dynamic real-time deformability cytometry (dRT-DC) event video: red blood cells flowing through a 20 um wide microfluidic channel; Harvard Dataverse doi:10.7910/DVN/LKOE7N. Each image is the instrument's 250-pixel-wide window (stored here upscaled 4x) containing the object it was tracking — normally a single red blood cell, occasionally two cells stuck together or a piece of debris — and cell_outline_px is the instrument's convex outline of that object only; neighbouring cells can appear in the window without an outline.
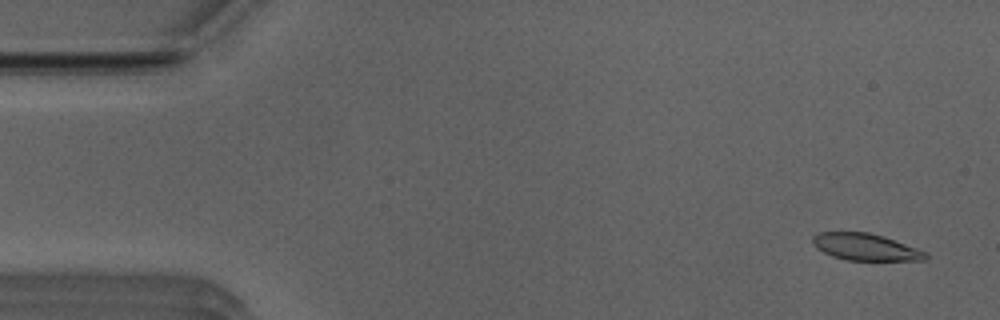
{"species": "Egyptian fruit bat (a non-hibernating species)", "species_latin": "Rousettus aegyptiacus", "temperature_condition": "room temperature", "stored_images_in_passage": 53, "camera_frame_rate_fps": 3000, "um_per_image_px": 0.085, "animal": {"sex": "male"}, "frame": {"image": 1, "passage_image": 3, "time_ms": 0.667, "image_size_px": [1000, 320], "cell_outline_px": [[928, 256], [924, 260], [848, 260], [832, 256], [816, 248], [812, 244], [812, 236], [820, 232], [868, 232], [884, 236], [928, 252]], "centroid_in_image_um": [73.56, 20.99], "position_along_channel_um": 11.4, "area_um2": 17.69}}
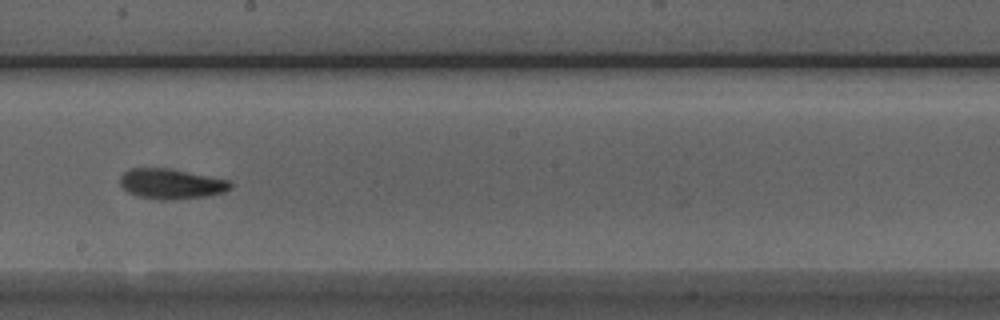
{"frame": {"image": 2, "passage_image": 29, "time_ms": 9.333, "image_size_px": [1000, 320], "cell_outline_px": [[236, 184], [232, 188], [224, 192], [208, 196], [176, 200], [160, 200], [136, 196], [128, 192], [120, 184], [120, 176], [124, 172], [132, 168], [172, 168], [232, 180]], "centroid_in_image_um": [14.63, 15.63], "position_along_channel_um": 233.6, "area_um2": 20.0}}
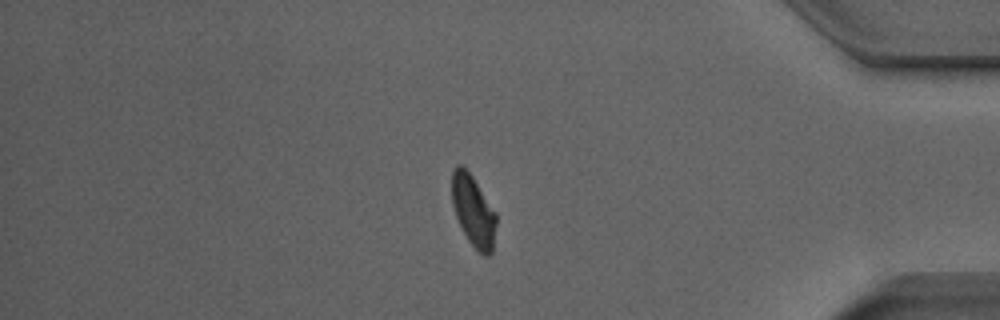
{"frame": {"image": 3, "passage_image": 44, "time_ms": 14.333, "image_size_px": [1000, 320], "cell_outline_px": [[496, 224], [492, 252], [488, 256], [484, 256], [468, 240], [456, 216], [452, 204], [452, 172], [456, 164], [460, 164], [472, 176], [496, 212]], "centroid_in_image_um": [40.23, 17.92], "position_along_channel_um": 395.0, "area_um2": 18.15}, "authors_computed_cell_mechanics": {"area_um2": 18.9006, "velocity_mm_per_s": 3.9254, "shape_relaxation_time_tau1_ms": 7.9935, "shape_relaxation_time_tau2_ms": 3.5717, "deformation_change_tau1": 0.2124, "deformation_change_tau2": 0.0926}}